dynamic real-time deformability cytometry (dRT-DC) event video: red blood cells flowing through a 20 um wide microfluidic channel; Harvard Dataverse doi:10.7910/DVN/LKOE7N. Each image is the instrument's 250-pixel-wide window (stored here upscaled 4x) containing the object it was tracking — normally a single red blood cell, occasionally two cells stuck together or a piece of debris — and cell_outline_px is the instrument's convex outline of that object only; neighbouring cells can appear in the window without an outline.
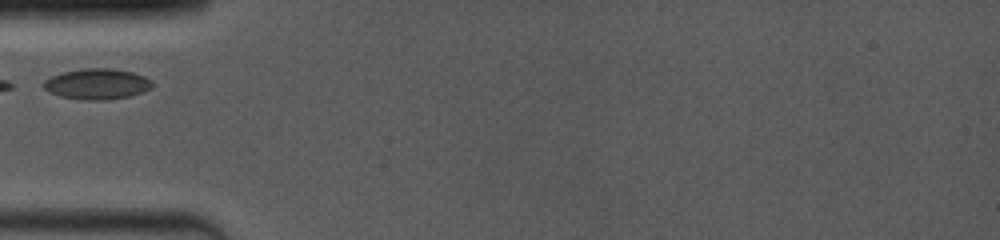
{"species": "common noctule bat (a hibernating species)", "species_latin": "Nyctalus noctula", "temperature_condition": "room temperature", "stored_images_in_passage": 21, "camera_frame_rate_fps": 4000, "um_per_image_px": 0.085, "animal": {"sex": "female", "body_mass_g": 19.0, "forearm_length_mm": 53.3}, "frame": {"image": 1, "passage_image": 1, "time_ms": 0.0, "image_size_px": [1000, 240], "cell_outline_px": [[152, 88], [132, 96], [104, 100], [80, 100], [60, 96], [48, 92], [40, 84], [44, 80], [52, 76], [64, 72], [84, 68], [112, 68], [132, 72], [144, 76], [152, 80]], "centroid_in_image_um": [8.24, 7.14], "position_along_channel_um": 76.8, "area_um2": 19.65}}